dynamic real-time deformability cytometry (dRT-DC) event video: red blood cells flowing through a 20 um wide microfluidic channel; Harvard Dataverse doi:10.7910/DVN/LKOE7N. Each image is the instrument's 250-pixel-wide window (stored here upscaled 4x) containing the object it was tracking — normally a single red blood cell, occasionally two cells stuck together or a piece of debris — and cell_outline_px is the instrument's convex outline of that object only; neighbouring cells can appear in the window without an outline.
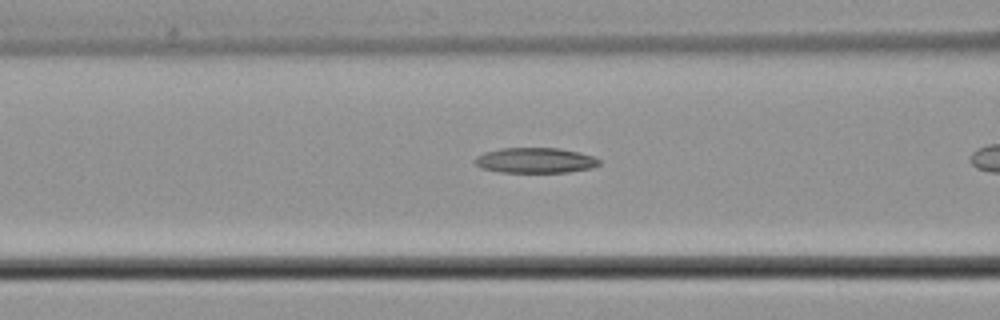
{"species": "common noctule bat (a hibernating species)", "species_latin": "Nyctalus noctula", "temperature_condition": "cold", "stored_images_in_passage": 7, "camera_frame_rate_fps": 3000, "um_per_image_px": 0.085, "animal": {"sex": "male", "body_mass_g": 21.5, "forearm_length_mm": 52.0}, "frame": {"image": 1, "passage_image": 3, "time_ms": 0.667, "image_size_px": [1000, 320], "cell_outline_px": [[600, 164], [592, 168], [568, 172], [500, 172], [480, 168], [476, 164], [476, 156], [484, 152], [500, 148], [560, 148], [580, 152], [592, 156], [600, 160]], "centroid_in_image_um": [45.51, 13.63], "position_along_channel_um": 121.1, "area_um2": 18.38}}
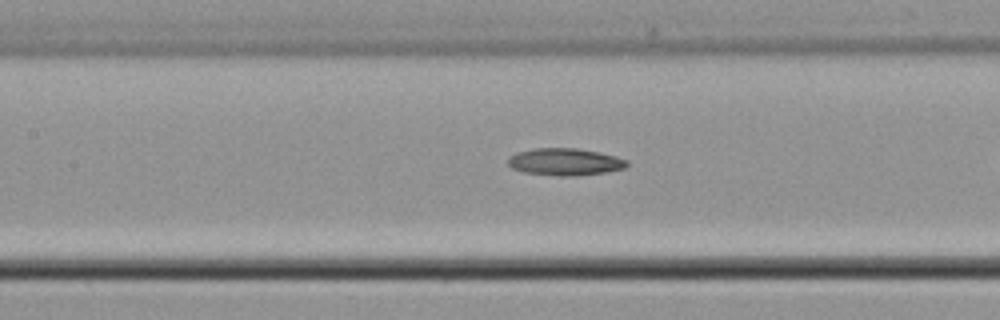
{"frame": {"image": 2, "passage_image": 6, "time_ms": 1.667, "image_size_px": [1000, 320], "cell_outline_px": [[628, 164], [624, 168], [604, 172], [572, 176], [556, 176], [524, 172], [512, 168], [508, 164], [508, 156], [516, 152], [536, 148], [580, 148], [600, 152], [616, 156], [628, 160]], "centroid_in_image_um": [48.01, 13.74], "position_along_channel_um": 159.4, "area_um2": 18.9}}